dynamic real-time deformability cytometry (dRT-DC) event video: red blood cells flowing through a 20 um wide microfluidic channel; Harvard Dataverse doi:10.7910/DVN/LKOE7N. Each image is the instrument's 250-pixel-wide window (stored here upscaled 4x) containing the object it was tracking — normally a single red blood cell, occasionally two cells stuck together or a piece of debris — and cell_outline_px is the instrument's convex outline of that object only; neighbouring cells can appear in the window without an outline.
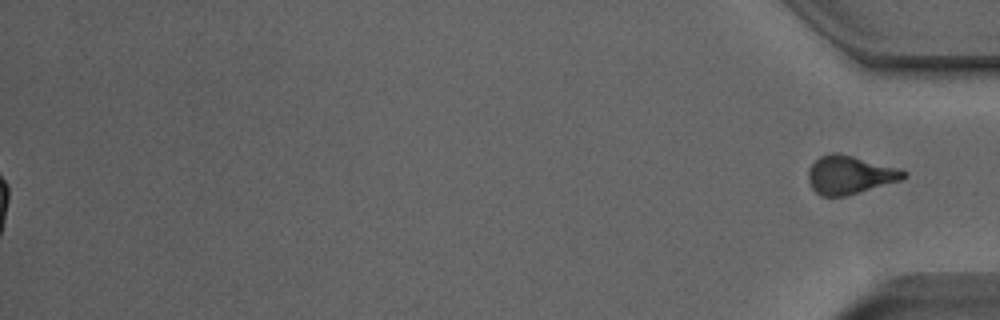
{"species": "Egyptian fruit bat (a non-hibernating species)", "species_latin": "Rousettus aegyptiacus", "temperature_condition": "room temperature", "stored_images_in_passage": 52, "segment_of_instrument_passage": [2, 2], "camera_frame_rate_fps": 3000, "um_per_image_px": 0.085, "animal": {"sex": "male"}, "frame": {"image": 1, "passage_image": 52, "time_ms": 17.0, "image_size_px": [1000, 320], "cell_outline_px": [[908, 176], [900, 180], [844, 196], [820, 196], [812, 188], [808, 180], [808, 172], [812, 164], [820, 156], [832, 152], [836, 152], [900, 168], [908, 172]], "centroid_in_image_um": [72.23, 14.85], "position_along_channel_um": 363.0, "area_um2": 21.1}}